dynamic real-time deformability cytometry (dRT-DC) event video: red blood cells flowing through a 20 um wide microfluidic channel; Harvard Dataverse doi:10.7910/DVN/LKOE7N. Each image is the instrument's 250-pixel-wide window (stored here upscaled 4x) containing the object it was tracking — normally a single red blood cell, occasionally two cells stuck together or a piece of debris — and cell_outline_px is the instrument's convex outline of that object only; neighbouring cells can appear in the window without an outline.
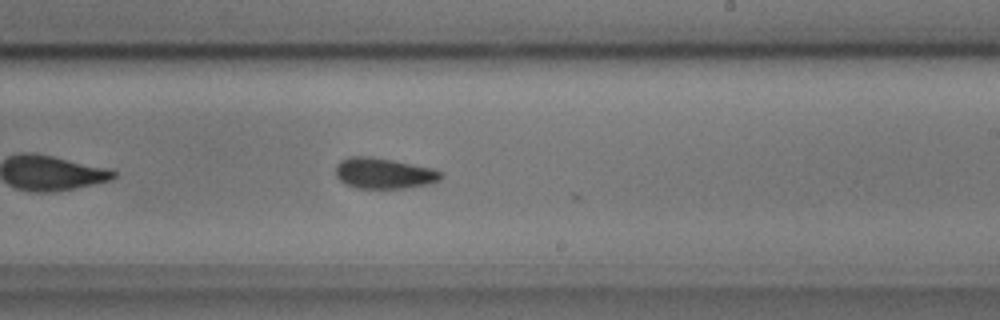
{"species": "common noctule bat (a hibernating species)", "species_latin": "Nyctalus noctula", "temperature_condition": "cold", "stored_images_in_passage": 43, "camera_frame_rate_fps": 3000, "um_per_image_px": 0.085, "animal": {"sex": "male", "body_mass_g": 17.9, "forearm_length_mm": 54.2}, "frame": {"image": 1, "passage_image": 19, "time_ms": 6.0, "image_size_px": [1000, 320], "cell_outline_px": [[444, 176], [440, 180], [432, 184], [404, 188], [356, 188], [344, 184], [336, 176], [336, 164], [340, 160], [348, 156], [372, 156], [432, 168], [444, 172]], "centroid_in_image_um": [32.64, 14.73], "position_along_channel_um": 256.4, "area_um2": 19.19}, "authors_computed_cell_mechanics": {"area_um2": 19.074, "velocity_mm_per_s": 3.623, "shape_relaxation_time_tau1_ms": 4.3013, "shape_relaxation_time_tau2_ms": 2.6475, "deformation_change_tau1": 0.1039, "deformation_change_tau2": 0.0885}}